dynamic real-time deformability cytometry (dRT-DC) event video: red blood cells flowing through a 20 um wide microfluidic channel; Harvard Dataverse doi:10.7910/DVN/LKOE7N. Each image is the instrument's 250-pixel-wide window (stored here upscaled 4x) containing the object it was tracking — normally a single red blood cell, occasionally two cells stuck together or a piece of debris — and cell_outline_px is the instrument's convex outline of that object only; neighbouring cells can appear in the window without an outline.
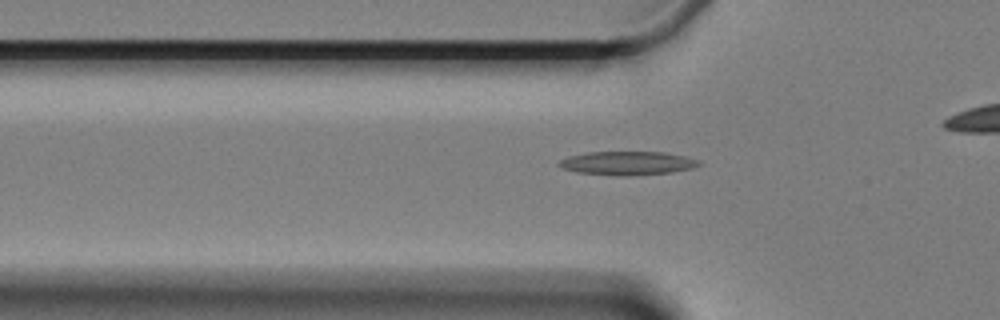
{"species": "Egyptian fruit bat (a non-hibernating species)", "species_latin": "Rousettus aegyptiacus", "temperature_condition": "cold", "stored_images_in_passage": 39, "segment_of_instrument_passage": [1, 2], "camera_frame_rate_fps": 3000, "um_per_image_px": 0.085, "animal": {"sex": "female"}, "frame": {"image": 1, "passage_image": 7, "time_ms": 2.0, "image_size_px": [1000, 320], "cell_outline_px": [[700, 164], [692, 168], [672, 172], [624, 176], [616, 176], [576, 172], [564, 168], [556, 164], [560, 160], [568, 156], [588, 152], [664, 152], [684, 156], [700, 160]], "centroid_in_image_um": [53.31, 13.87], "position_along_channel_um": 72.5, "area_um2": 19.25}}
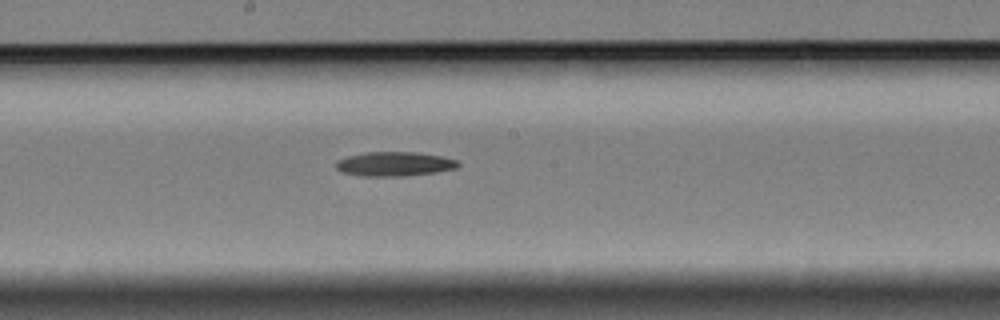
{"frame": {"image": 2, "passage_image": 20, "time_ms": 6.333, "image_size_px": [1000, 320], "cell_outline_px": [[460, 164], [456, 168], [436, 172], [408, 176], [360, 176], [344, 172], [336, 168], [336, 160], [348, 156], [364, 152], [416, 152], [440, 156], [456, 160]], "centroid_in_image_um": [33.51, 13.94], "position_along_channel_um": 214.7, "area_um2": 17.28}}
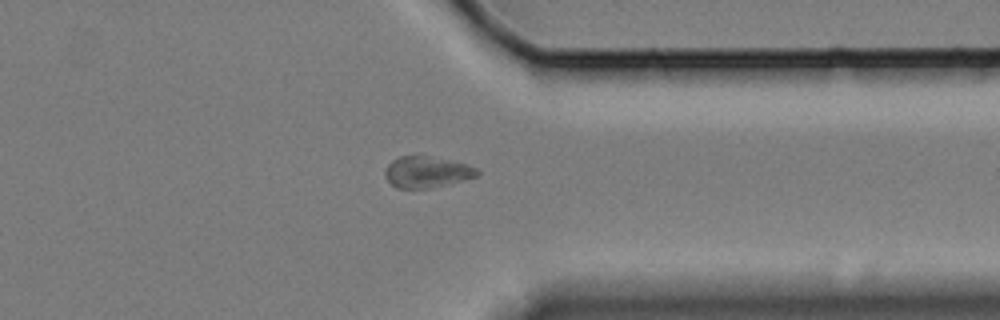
{"frame": {"image": 3, "passage_image": 35, "time_ms": 11.333, "image_size_px": [1000, 320], "cell_outline_px": [[480, 176], [428, 188], [396, 188], [384, 176], [384, 172], [388, 164], [392, 160], [400, 156], [424, 156], [468, 164], [476, 168], [480, 172]], "centroid_in_image_um": [36.27, 14.62], "position_along_channel_um": 375.1, "area_um2": 16.53}}